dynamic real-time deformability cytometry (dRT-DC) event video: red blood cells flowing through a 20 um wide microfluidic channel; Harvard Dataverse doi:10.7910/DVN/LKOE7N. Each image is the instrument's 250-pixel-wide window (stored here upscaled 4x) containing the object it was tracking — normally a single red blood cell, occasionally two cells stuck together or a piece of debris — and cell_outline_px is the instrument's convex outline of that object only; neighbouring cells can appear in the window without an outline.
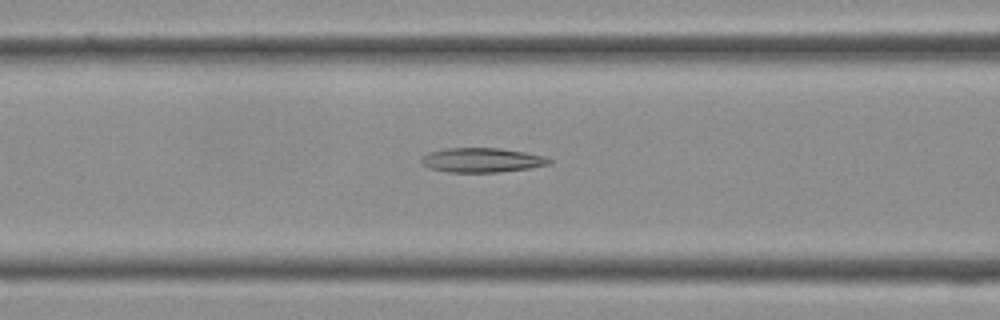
{"species": "Egyptian fruit bat (a non-hibernating species)", "species_latin": "Rousettus aegyptiacus", "temperature_condition": "cold", "stored_images_in_passage": 27, "camera_frame_rate_fps": 3000, "um_per_image_px": 0.085, "frame": {"image": 1, "passage_image": 6, "time_ms": 1.667, "image_size_px": [1000, 320], "cell_outline_px": [[552, 164], [532, 168], [500, 172], [448, 172], [428, 168], [420, 160], [428, 152], [448, 148], [500, 148], [524, 152], [544, 156], [552, 160]], "centroid_in_image_um": [41.0, 13.61], "position_along_channel_um": 125.6, "area_um2": 18.26}}
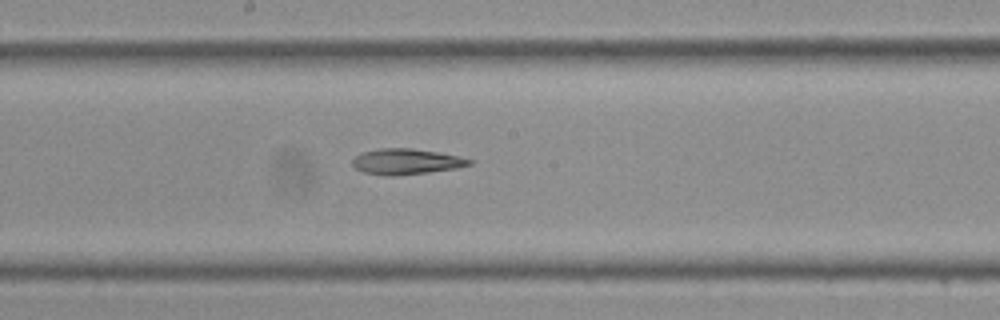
{"frame": {"image": 2, "passage_image": 11, "time_ms": 3.333, "image_size_px": [1000, 320], "cell_outline_px": [[472, 164], [456, 168], [428, 172], [388, 176], [364, 172], [356, 168], [352, 164], [352, 160], [356, 156], [364, 152], [380, 148], [412, 148], [440, 152], [460, 156], [472, 160]], "centroid_in_image_um": [34.55, 13.72], "position_along_channel_um": 213.6, "area_um2": 17.34}}
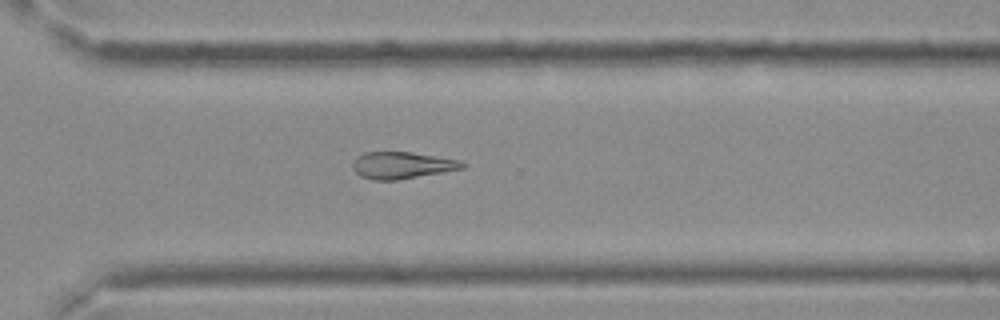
{"frame": {"image": 3, "passage_image": 18, "time_ms": 5.667, "image_size_px": [1000, 320], "cell_outline_px": [[468, 164], [464, 168], [396, 180], [372, 180], [360, 176], [352, 168], [352, 164], [356, 156], [364, 152], [412, 152], [460, 160]], "centroid_in_image_um": [34.15, 14.04], "position_along_channel_um": 336.5, "area_um2": 17.17}}